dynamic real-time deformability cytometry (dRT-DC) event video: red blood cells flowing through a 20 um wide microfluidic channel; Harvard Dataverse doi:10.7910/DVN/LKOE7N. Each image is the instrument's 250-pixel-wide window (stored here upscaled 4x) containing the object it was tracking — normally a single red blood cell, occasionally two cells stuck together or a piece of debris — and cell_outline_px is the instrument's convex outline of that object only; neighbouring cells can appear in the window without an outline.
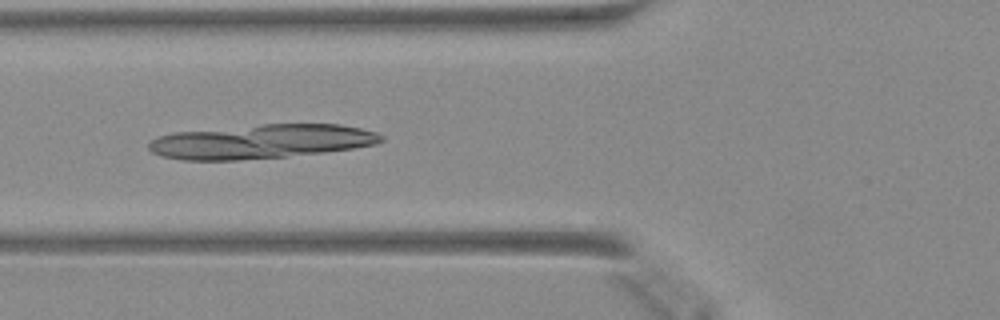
{"species": "Egyptian fruit bat (a non-hibernating species)", "species_latin": "Rousettus aegyptiacus", "temperature_condition": "warm", "stored_images_in_passage": 26, "camera_frame_rate_fps": 3000, "um_per_image_px": 0.085, "animal": {"sex": "female"}, "frame": {"image": 1, "passage_image": 18, "time_ms": 5.667, "image_size_px": [1000, 320], "cell_outline_px": [[384, 140], [376, 144], [352, 148], [324, 152], [284, 156], [236, 160], [180, 160], [160, 156], [152, 152], [148, 148], [148, 144], [152, 140], [160, 136], [172, 132], [264, 124], [340, 124], [360, 128], [376, 132], [384, 136]], "centroid_in_image_um": [22.18, 12.02], "position_along_channel_um": 103.6, "area_um2": 46.12}}
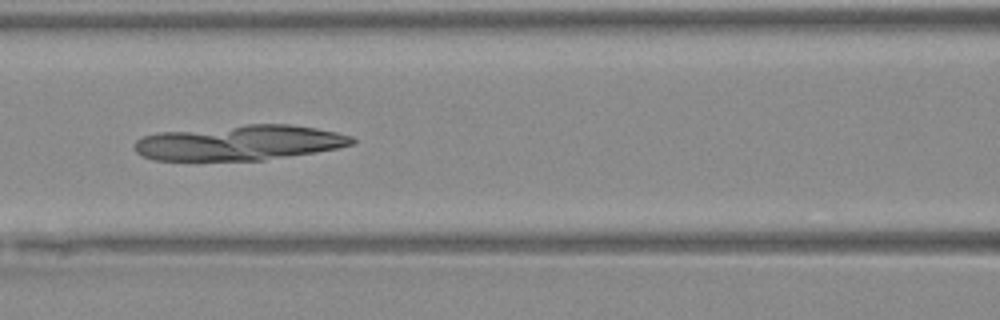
{"frame": {"image": 2, "passage_image": 21, "time_ms": 6.667, "image_size_px": [1000, 320], "cell_outline_px": [[356, 144], [340, 148], [316, 152], [264, 160], [156, 160], [140, 156], [136, 152], [132, 144], [136, 140], [144, 136], [156, 132], [248, 124], [288, 124], [316, 128], [336, 132], [352, 136], [356, 140]], "centroid_in_image_um": [20.36, 12.13], "position_along_channel_um": 146.2, "area_um2": 44.97}}
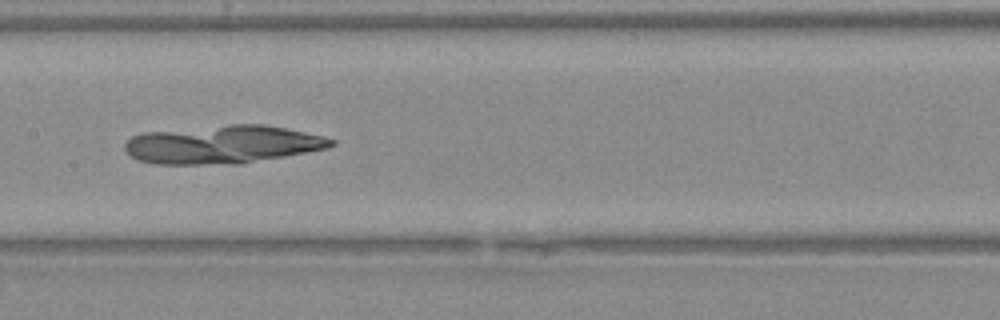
{"frame": {"image": 3, "passage_image": 24, "time_ms": 7.667, "image_size_px": [1000, 320], "cell_outline_px": [[336, 144], [328, 148], [240, 164], [156, 164], [140, 160], [132, 156], [124, 148], [124, 144], [132, 136], [144, 132], [232, 124], [264, 124], [284, 128], [320, 136], [336, 140]], "centroid_in_image_um": [18.91, 12.28], "position_along_channel_um": 188.5, "area_um2": 45.55}}